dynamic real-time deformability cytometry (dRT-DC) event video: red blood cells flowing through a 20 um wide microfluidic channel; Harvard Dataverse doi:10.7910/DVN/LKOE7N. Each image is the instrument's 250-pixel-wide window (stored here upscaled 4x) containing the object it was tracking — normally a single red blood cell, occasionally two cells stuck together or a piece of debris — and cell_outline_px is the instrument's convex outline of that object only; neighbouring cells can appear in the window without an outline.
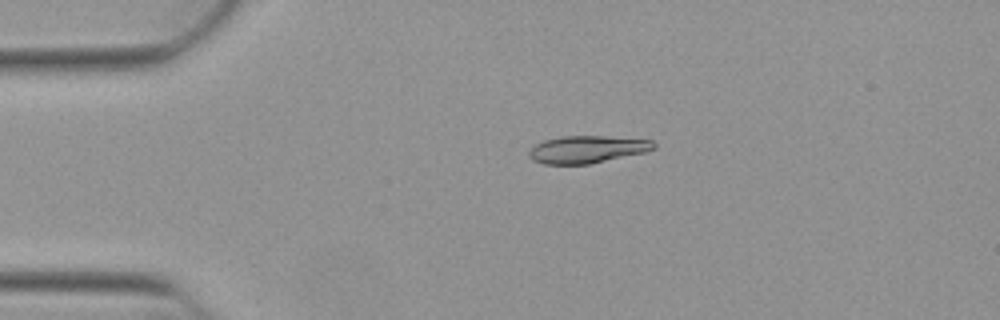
{"species": "Egyptian fruit bat (a non-hibernating species)", "species_latin": "Rousettus aegyptiacus", "temperature_condition": "warm", "stored_images_in_passage": 50, "camera_frame_rate_fps": 3000, "um_per_image_px": 0.085, "animal": {"sex": "female"}, "frame": {"image": 1, "passage_image": 9, "time_ms": 2.667, "image_size_px": [1000, 320], "cell_outline_px": [[656, 148], [644, 152], [588, 164], [544, 164], [532, 160], [528, 156], [528, 152], [536, 144], [544, 140], [560, 136], [604, 136], [652, 140], [656, 144]], "centroid_in_image_um": [49.88, 12.69], "position_along_channel_um": 35.1, "area_um2": 19.77}}
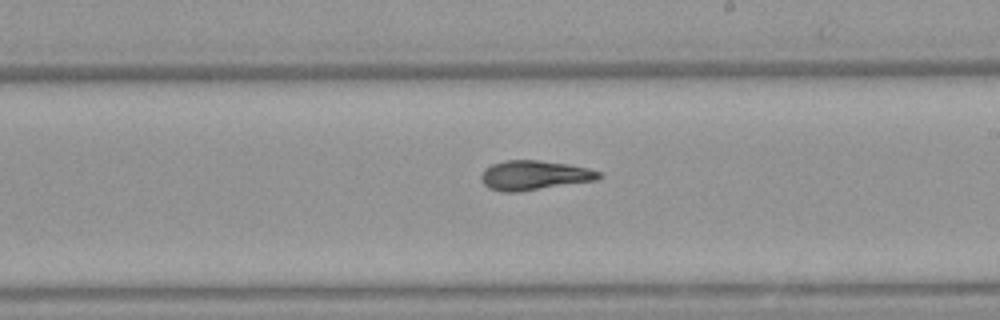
{"frame": {"image": 2, "passage_image": 28, "time_ms": 9.0, "image_size_px": [1000, 320], "cell_outline_px": [[604, 176], [596, 180], [520, 192], [504, 192], [488, 188], [480, 180], [480, 176], [484, 168], [492, 164], [504, 160], [540, 160], [568, 164], [588, 168], [600, 172]], "centroid_in_image_um": [45.39, 14.9], "position_along_channel_um": 243.6, "area_um2": 20.46}}
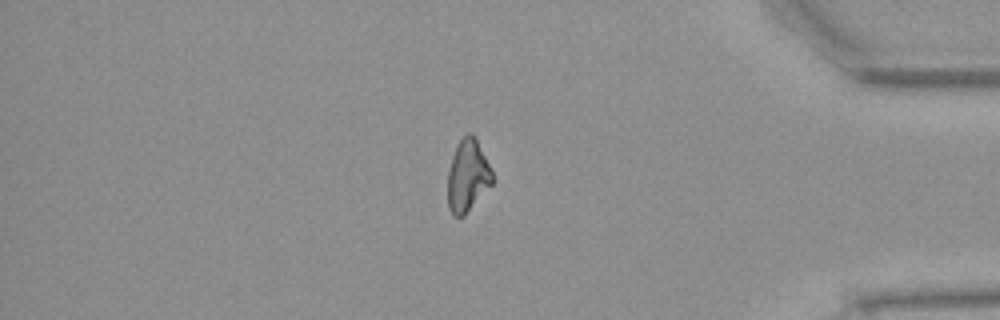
{"frame": {"image": 3, "passage_image": 42, "time_ms": 13.667, "image_size_px": [1000, 320], "cell_outline_px": [[492, 184], [464, 216], [452, 216], [448, 208], [448, 172], [452, 156], [456, 144], [468, 132], [472, 132], [476, 136], [492, 172]], "centroid_in_image_um": [39.73, 14.92], "position_along_channel_um": 395.5, "area_um2": 18.79}, "authors_computed_cell_mechanics": {"area_um2": 19.8254, "velocity_mm_per_s": 3.94, "shape_relaxation_time_tau1_ms": null, "shape_relaxation_time_tau2_ms": 2.5948, "deformation_change_tau1": null, "deformation_change_tau2": 0.0956}}